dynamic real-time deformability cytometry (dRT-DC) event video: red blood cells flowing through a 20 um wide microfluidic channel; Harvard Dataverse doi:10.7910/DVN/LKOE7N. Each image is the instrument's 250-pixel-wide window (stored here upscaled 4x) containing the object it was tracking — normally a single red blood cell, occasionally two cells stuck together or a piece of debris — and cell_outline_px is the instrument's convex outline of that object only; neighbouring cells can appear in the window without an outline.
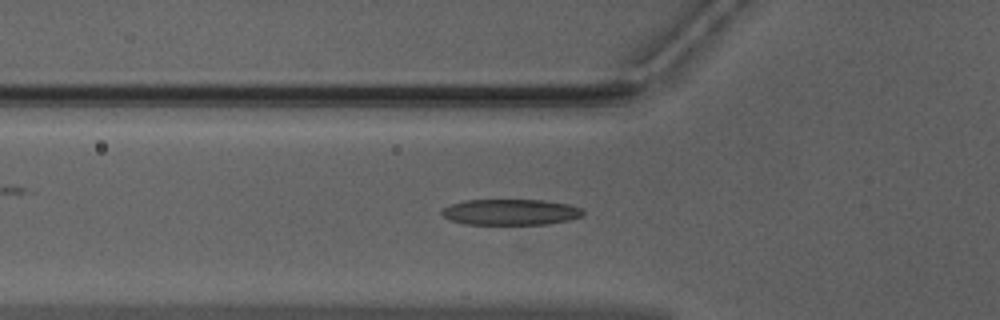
{"species": "Egyptian fruit bat (a non-hibernating species)", "species_latin": "Rousettus aegyptiacus", "temperature_condition": "warm", "stored_images_in_passage": 48, "camera_frame_rate_fps": 3000, "um_per_image_px": 0.085, "animal": {"sex": "male"}, "frame": {"image": 1, "passage_image": 17, "time_ms": 5.333, "image_size_px": [1000, 320], "cell_outline_px": [[584, 212], [580, 216], [568, 220], [548, 224], [464, 224], [448, 220], [440, 212], [440, 208], [464, 200], [544, 200], [568, 204], [580, 208]], "centroid_in_image_um": [43.33, 18.02], "position_along_channel_um": 82.5, "area_um2": 21.33}}
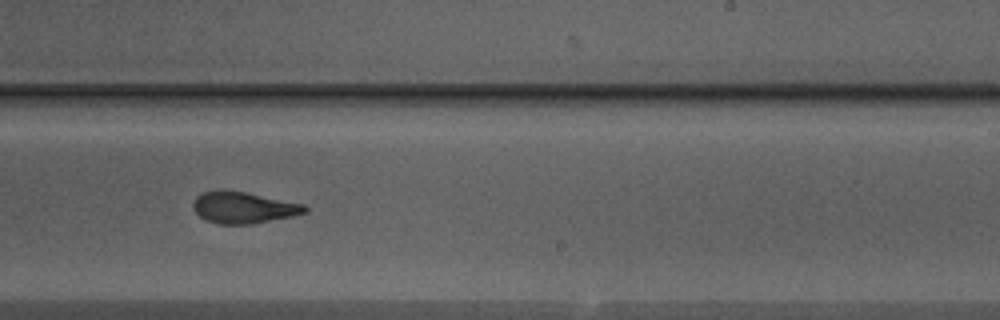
{"frame": {"image": 2, "passage_image": 31, "time_ms": 10.0, "image_size_px": [1000, 320], "cell_outline_px": [[308, 212], [292, 216], [252, 224], [216, 224], [200, 216], [192, 208], [192, 204], [196, 196], [200, 192], [220, 188], [224, 188], [304, 204], [308, 208]], "centroid_in_image_um": [20.65, 17.62], "position_along_channel_um": 268.4, "area_um2": 20.75}}
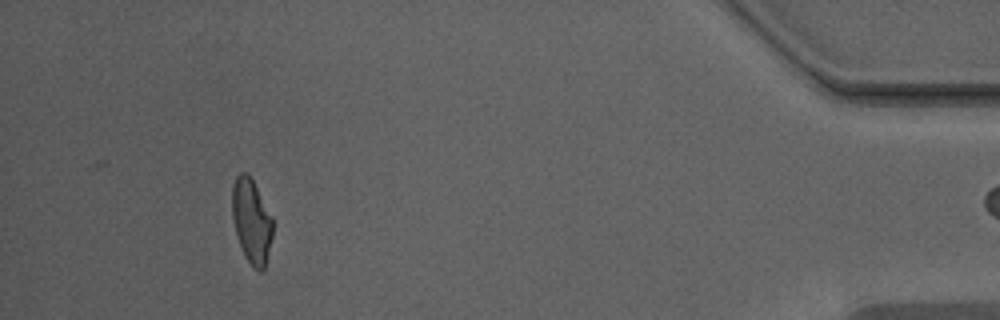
{"frame": {"image": 3, "passage_image": 47, "time_ms": 15.333, "image_size_px": [1000, 320], "cell_outline_px": [[272, 236], [264, 268], [260, 272], [252, 268], [244, 256], [236, 232], [232, 216], [232, 184], [236, 176], [240, 172], [248, 172], [272, 216]], "centroid_in_image_um": [21.36, 18.77], "position_along_channel_um": 413.8, "area_um2": 19.88}}